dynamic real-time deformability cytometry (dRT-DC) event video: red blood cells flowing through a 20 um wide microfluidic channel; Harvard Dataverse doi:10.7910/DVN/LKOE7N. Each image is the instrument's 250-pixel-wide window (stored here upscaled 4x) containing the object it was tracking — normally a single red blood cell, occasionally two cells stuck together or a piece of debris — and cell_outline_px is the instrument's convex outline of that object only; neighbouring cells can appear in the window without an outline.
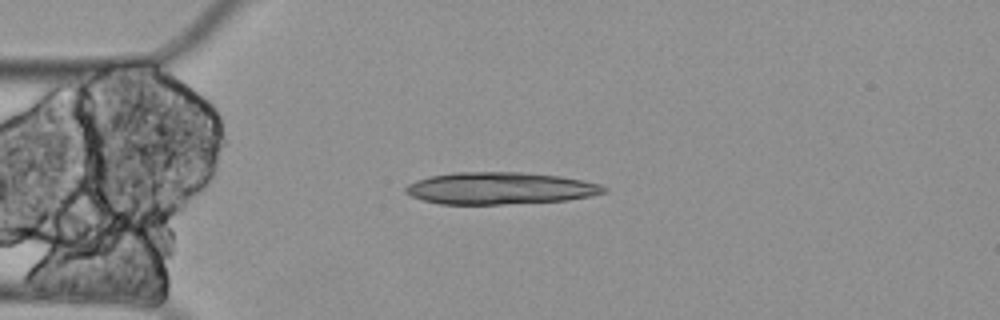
{"species": "Egyptian fruit bat (a non-hibernating species)", "species_latin": "Rousettus aegyptiacus", "temperature_condition": "cold", "stored_images_in_passage": 3, "camera_frame_rate_fps": 3000, "um_per_image_px": 0.085, "animal": {"sex": "female"}, "frame": {"image": 1, "passage_image": 1, "time_ms": 0.0, "image_size_px": [1000, 320], "cell_outline_px": [[608, 188], [604, 192], [592, 196], [568, 200], [504, 204], [440, 204], [424, 200], [412, 196], [404, 192], [404, 188], [408, 184], [416, 180], [432, 176], [452, 172], [524, 172], [560, 176], [600, 184]], "centroid_in_image_um": [42.5, 16.0], "position_along_channel_um": 42.5, "area_um2": 36.99}}